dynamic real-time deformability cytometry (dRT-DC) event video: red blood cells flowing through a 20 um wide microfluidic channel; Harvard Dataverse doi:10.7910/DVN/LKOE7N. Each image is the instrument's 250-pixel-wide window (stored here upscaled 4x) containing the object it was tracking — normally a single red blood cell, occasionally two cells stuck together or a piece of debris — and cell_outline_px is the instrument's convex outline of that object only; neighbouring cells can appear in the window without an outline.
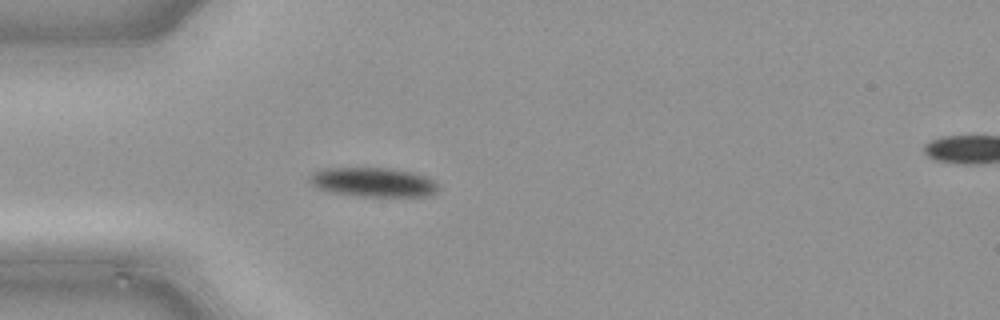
{"species": "common noctule bat (a hibernating species)", "species_latin": "Nyctalus noctula", "temperature_condition": "cold", "stored_images_in_passage": 35, "camera_frame_rate_fps": 3000, "um_per_image_px": 0.085, "animal": {"sex": "male", "body_mass_g": 21.5, "forearm_length_mm": 52.0}, "frame": {"image": 1, "passage_image": 1, "time_ms": 0.0, "image_size_px": [1000, 320], "cell_outline_px": [[436, 192], [424, 196], [360, 196], [332, 192], [320, 188], [312, 184], [308, 180], [308, 176], [320, 168], [388, 168], [412, 172], [424, 176], [432, 180], [436, 184]], "centroid_in_image_um": [31.67, 15.47], "position_along_channel_um": 53.3, "area_um2": 21.62}}
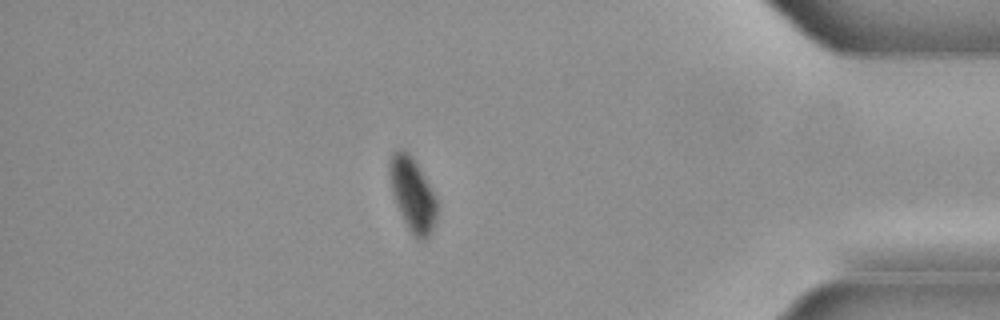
{"frame": {"image": 2, "passage_image": 29, "time_ms": 9.333, "image_size_px": [1000, 320], "cell_outline_px": [[436, 216], [432, 228], [428, 236], [424, 240], [416, 240], [412, 236], [396, 204], [388, 172], [388, 164], [392, 152], [400, 148], [408, 152], [416, 164], [428, 184], [436, 200]], "centroid_in_image_um": [35.02, 16.53], "position_along_channel_um": 400.2, "area_um2": 19.83}}